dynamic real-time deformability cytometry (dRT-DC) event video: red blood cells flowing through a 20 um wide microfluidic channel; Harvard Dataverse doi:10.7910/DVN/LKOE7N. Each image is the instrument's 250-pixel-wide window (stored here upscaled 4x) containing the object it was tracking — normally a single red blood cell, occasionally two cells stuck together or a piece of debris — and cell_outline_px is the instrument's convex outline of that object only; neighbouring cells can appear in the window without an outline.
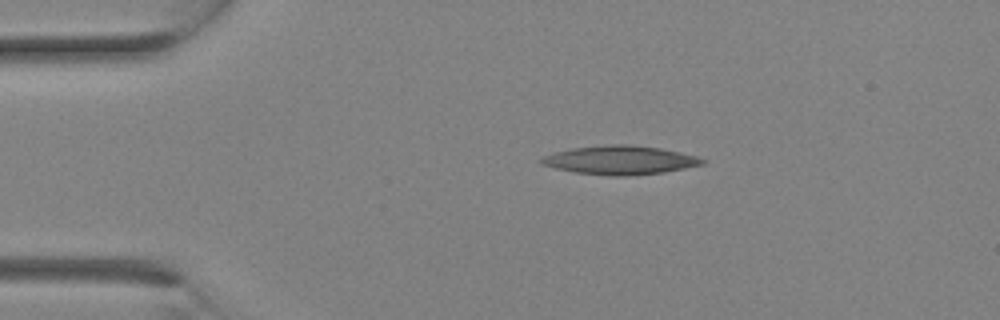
{"species": "Egyptian fruit bat (a non-hibernating species)", "species_latin": "Rousettus aegyptiacus", "temperature_condition": "room temperature", "stored_images_in_passage": 10, "camera_frame_rate_fps": 3000, "um_per_image_px": 0.085, "animal": {"sex": "female"}, "frame": {"image": 1, "passage_image": 4, "time_ms": 1.0, "image_size_px": [1000, 320], "cell_outline_px": [[708, 160], [704, 164], [664, 172], [624, 176], [612, 176], [576, 172], [556, 168], [540, 164], [536, 160], [552, 152], [572, 148], [612, 144], [628, 144], [660, 148], [680, 152], [696, 156]], "centroid_in_image_um": [52.68, 13.6], "position_along_channel_um": 32.3, "area_um2": 26.99}}
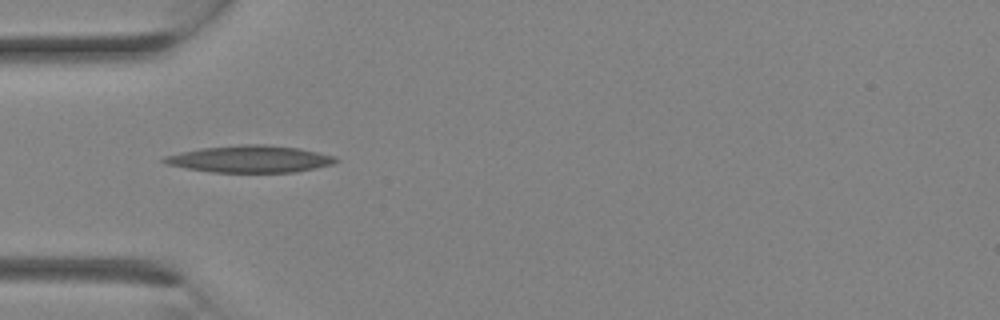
{"frame": {"image": 2, "passage_image": 7, "time_ms": 2.0, "image_size_px": [1000, 320], "cell_outline_px": [[340, 160], [332, 164], [296, 172], [212, 172], [184, 168], [168, 164], [160, 160], [164, 156], [180, 152], [200, 148], [240, 144], [264, 144], [300, 148], [336, 156]], "centroid_in_image_um": [21.25, 13.51], "position_along_channel_um": 63.8, "area_um2": 27.11}}
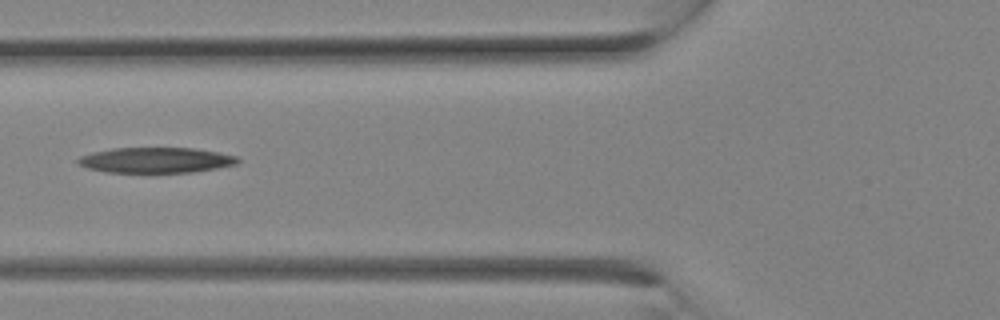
{"frame": {"image": 3, "passage_image": 9, "time_ms": 2.667, "image_size_px": [1000, 320], "cell_outline_px": [[240, 160], [236, 164], [220, 168], [192, 172], [148, 176], [104, 172], [88, 168], [76, 164], [76, 160], [80, 156], [92, 152], [112, 148], [192, 148], [220, 152], [236, 156]], "centroid_in_image_um": [13.2, 13.67], "position_along_channel_um": 112.6, "area_um2": 25.09}}